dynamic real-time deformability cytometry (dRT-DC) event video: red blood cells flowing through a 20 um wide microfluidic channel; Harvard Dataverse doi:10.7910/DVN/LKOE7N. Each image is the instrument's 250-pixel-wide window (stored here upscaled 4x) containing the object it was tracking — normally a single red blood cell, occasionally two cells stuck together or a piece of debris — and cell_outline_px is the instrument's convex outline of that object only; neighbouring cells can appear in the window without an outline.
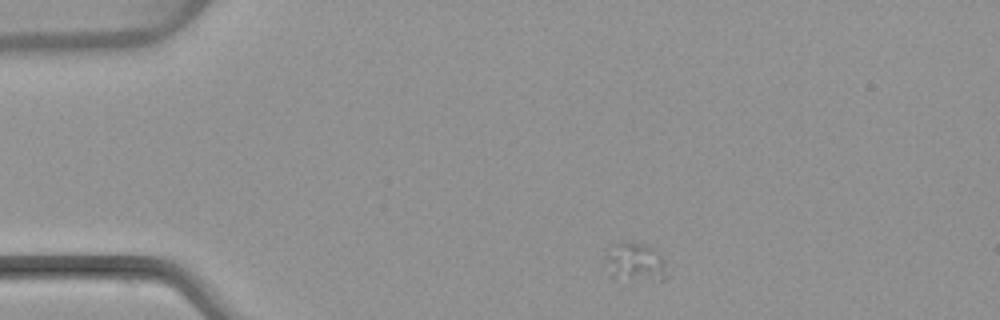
{"species": "common noctule bat (a hibernating species)", "species_latin": "Nyctalus noctula", "temperature_condition": "warm", "stored_images_in_passage": 6, "camera_frame_rate_fps": 3000, "um_per_image_px": 0.085, "animal": {"sex": "female", "body_mass_g": 22.7, "forearm_length_mm": 54.2}, "frame": {"image": 1, "passage_image": 1, "time_ms": 0.0, "image_size_px": [1000, 320], "cell_outline_px": [[668, 276], [664, 280], [660, 280], [612, 276], [604, 260], [612, 244], [620, 240], [632, 240], [644, 244], [652, 248], [664, 260]], "centroid_in_image_um": [53.99, 22.21], "position_along_channel_um": 31.0, "area_um2": 13.7}}
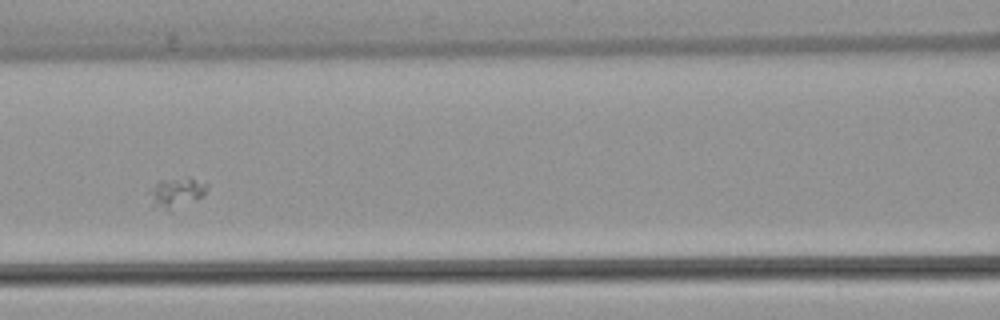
{"frame": {"image": 2, "passage_image": 5, "time_ms": 4.667, "image_size_px": [1000, 320], "cell_outline_px": [[208, 188], [196, 200], [172, 212], [168, 212], [152, 208], [148, 192], [160, 180], [188, 176], [208, 184]], "centroid_in_image_um": [14.95, 16.41], "position_along_channel_um": 151.6, "area_um2": 10.58}}